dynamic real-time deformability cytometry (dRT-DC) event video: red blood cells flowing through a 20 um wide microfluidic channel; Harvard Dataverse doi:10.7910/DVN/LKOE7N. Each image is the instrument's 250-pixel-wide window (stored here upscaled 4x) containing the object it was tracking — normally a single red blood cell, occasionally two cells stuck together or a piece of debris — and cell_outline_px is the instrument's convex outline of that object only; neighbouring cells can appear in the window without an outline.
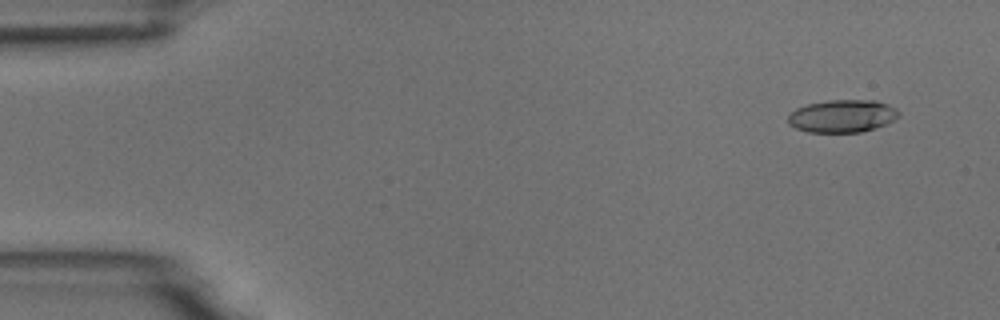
{"species": "common noctule bat (a hibernating species)", "species_latin": "Nyctalus noctula", "temperature_condition": "room temperature", "stored_images_in_passage": 5, "camera_frame_rate_fps": 3000, "um_per_image_px": 0.085, "animal": {"sex": "male", "body_mass_g": 18.8}, "frame": {"image": 1, "passage_image": 1, "time_ms": 0.0, "image_size_px": [1000, 320], "cell_outline_px": [[900, 116], [876, 128], [860, 132], [808, 132], [796, 128], [788, 124], [788, 116], [796, 108], [808, 104], [828, 100], [876, 100], [888, 104], [896, 108], [900, 112]], "centroid_in_image_um": [71.61, 9.86], "position_along_channel_um": 13.4, "area_um2": 21.1}}
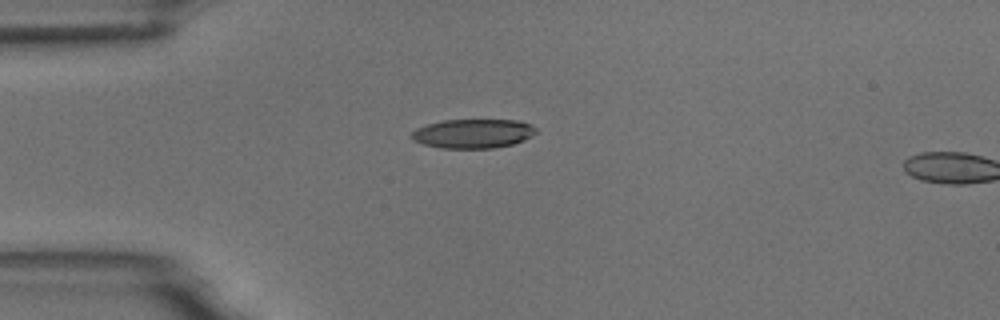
{"frame": {"image": 2, "passage_image": 4, "time_ms": 3.333, "image_size_px": [1000, 320], "cell_outline_px": [[536, 132], [524, 140], [512, 144], [492, 148], [440, 148], [424, 144], [412, 140], [412, 132], [416, 128], [428, 124], [444, 120], [520, 120], [532, 124], [536, 128]], "centroid_in_image_um": [40.22, 11.35], "position_along_channel_um": 44.8, "area_um2": 21.1}}